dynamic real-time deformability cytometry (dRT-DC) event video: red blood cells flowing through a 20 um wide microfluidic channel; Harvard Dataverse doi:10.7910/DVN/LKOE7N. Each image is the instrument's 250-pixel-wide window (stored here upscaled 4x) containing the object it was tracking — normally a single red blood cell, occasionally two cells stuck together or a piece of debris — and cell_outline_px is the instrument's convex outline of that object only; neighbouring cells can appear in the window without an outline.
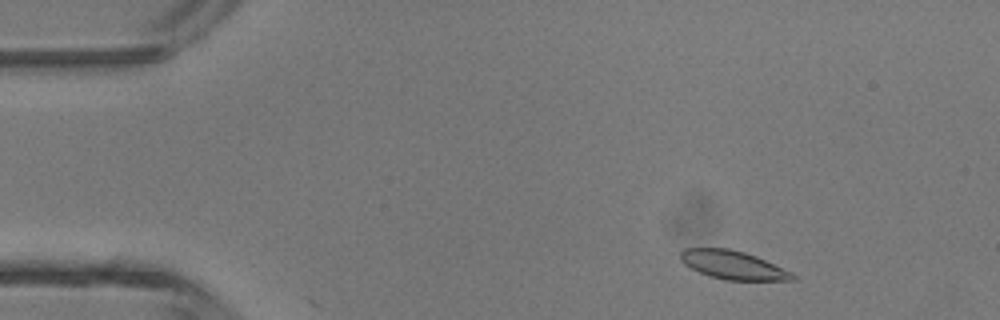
{"species": "common noctule bat (a hibernating species)", "species_latin": "Nyctalus noctula", "temperature_condition": "room temperature", "stored_images_in_passage": 3, "camera_frame_rate_fps": 3000, "um_per_image_px": 0.085, "animal": {"sex": "male", "body_mass_g": 13.3}, "frame": {"image": 1, "passage_image": 1, "time_ms": 0.0, "image_size_px": [1000, 320], "cell_outline_px": [[796, 280], [728, 280], [708, 276], [684, 264], [680, 260], [680, 252], [684, 248], [728, 248], [744, 252], [756, 256], [792, 272], [796, 276]], "centroid_in_image_um": [62.29, 22.52], "position_along_channel_um": 22.7, "area_um2": 18.55}}